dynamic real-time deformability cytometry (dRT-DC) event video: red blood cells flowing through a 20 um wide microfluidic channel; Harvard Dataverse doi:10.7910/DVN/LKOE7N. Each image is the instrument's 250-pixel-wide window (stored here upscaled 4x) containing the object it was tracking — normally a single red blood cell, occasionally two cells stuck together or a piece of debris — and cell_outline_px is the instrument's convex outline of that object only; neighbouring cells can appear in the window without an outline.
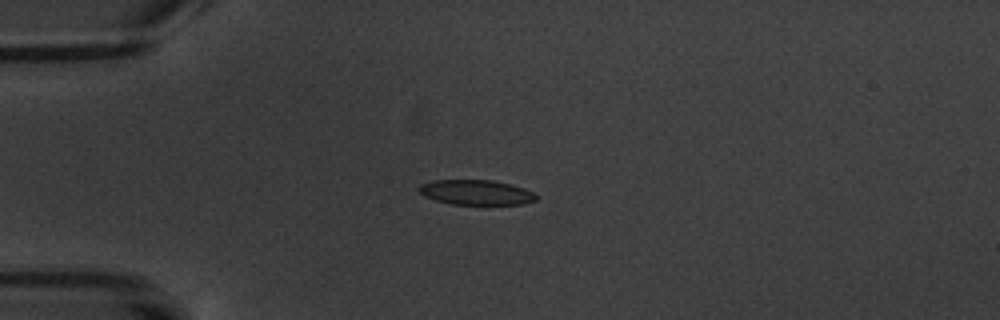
{"species": "common noctule bat (a hibernating species)", "species_latin": "Nyctalus noctula", "temperature_condition": "warm", "stored_images_in_passage": 16, "camera_frame_rate_fps": 3000, "um_per_image_px": 0.085, "animal": {"sex": "male", "body_mass_g": 20.1, "forearm_length_mm": 53.5}, "frame": {"image": 1, "passage_image": 5, "time_ms": 4.667, "image_size_px": [1000, 320], "cell_outline_px": [[536, 200], [524, 204], [452, 204], [436, 200], [424, 196], [416, 188], [420, 184], [432, 180], [492, 180], [524, 188], [532, 192], [536, 196]], "centroid_in_image_um": [40.42, 16.35], "position_along_channel_um": 44.6, "area_um2": 16.94}}
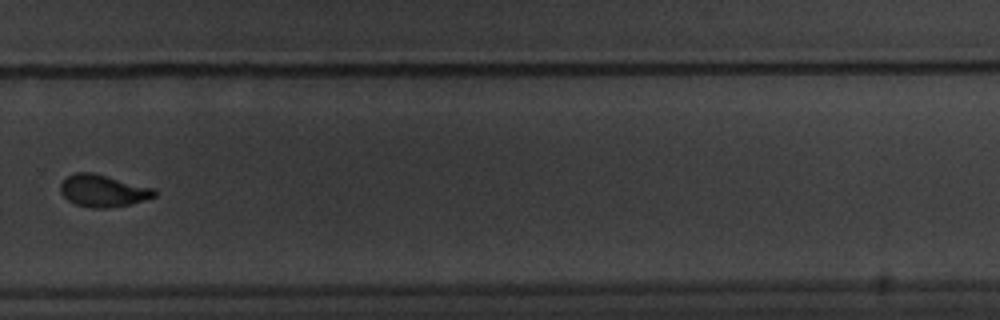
{"frame": {"image": 2, "passage_image": 12, "time_ms": 13.333, "image_size_px": [1000, 320], "cell_outline_px": [[156, 196], [132, 204], [108, 208], [92, 208], [76, 204], [68, 200], [60, 192], [60, 184], [68, 176], [76, 172], [92, 172], [152, 188], [156, 192]], "centroid_in_image_um": [8.74, 16.22], "position_along_channel_um": 321.1, "area_um2": 17.4}}
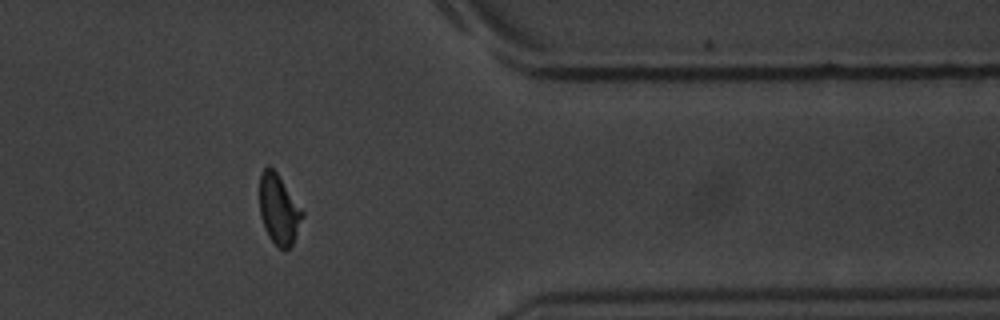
{"frame": {"image": 3, "passage_image": 14, "time_ms": 15.667, "image_size_px": [1000, 320], "cell_outline_px": [[304, 216], [292, 244], [284, 252], [268, 236], [264, 228], [260, 216], [260, 172], [268, 164], [276, 172], [304, 212]], "centroid_in_image_um": [23.69, 17.81], "position_along_channel_um": 387.7, "area_um2": 17.34}, "authors_computed_cell_mechanics": {"area_um2": 17.3689, "velocity_mm_per_s": 3.4528, "shape_relaxation_time_tau1_ms": 3.6904, "shape_relaxation_time_tau2_ms": null, "deformation_change_tau1": 0.1039, "deformation_change_tau2": null}}